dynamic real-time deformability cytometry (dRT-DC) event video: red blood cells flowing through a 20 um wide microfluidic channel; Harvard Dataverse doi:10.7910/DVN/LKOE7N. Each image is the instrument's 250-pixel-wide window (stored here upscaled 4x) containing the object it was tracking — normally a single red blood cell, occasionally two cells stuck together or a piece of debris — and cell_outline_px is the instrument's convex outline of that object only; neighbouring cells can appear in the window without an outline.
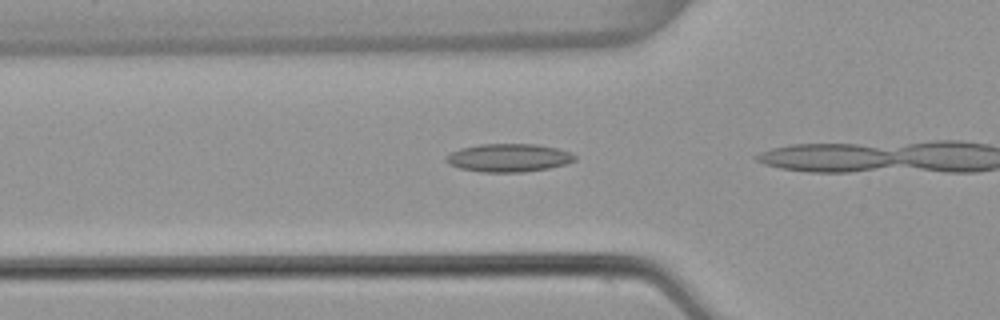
{"species": "common noctule bat (a hibernating species)", "species_latin": "Nyctalus noctula", "temperature_condition": "warm", "stored_images_in_passage": 11, "camera_frame_rate_fps": 3000, "um_per_image_px": 0.085, "animal": {"sex": "female", "body_mass_g": 22.7, "forearm_length_mm": 54.2}, "frame": {"image": 1, "passage_image": 4, "time_ms": 1.0, "image_size_px": [1000, 320], "cell_outline_px": [[576, 160], [564, 164], [548, 168], [524, 172], [480, 172], [460, 168], [448, 164], [444, 160], [444, 156], [460, 148], [480, 144], [536, 144], [556, 148], [572, 152], [576, 156]], "centroid_in_image_um": [43.21, 13.41], "position_along_channel_um": 82.6, "area_um2": 21.21}}
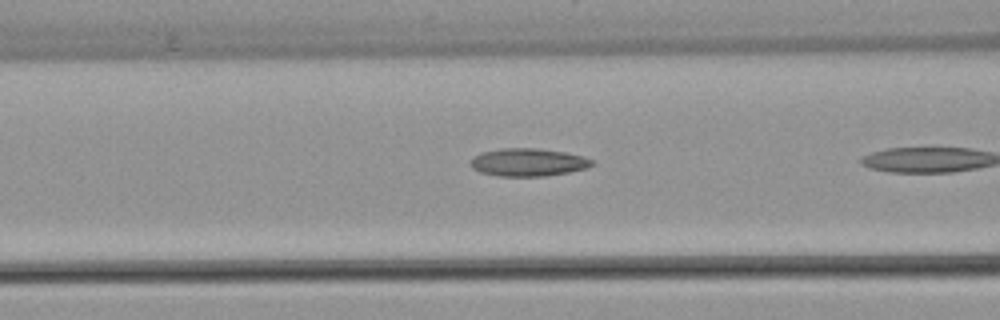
{"frame": {"image": 2, "passage_image": 7, "time_ms": 2.0, "image_size_px": [1000, 320], "cell_outline_px": [[592, 164], [588, 168], [568, 172], [544, 176], [500, 176], [480, 172], [472, 168], [472, 156], [480, 152], [500, 148], [540, 148], [564, 152], [584, 156], [592, 160]], "centroid_in_image_um": [44.87, 13.78], "position_along_channel_um": 121.7, "area_um2": 19.71}}
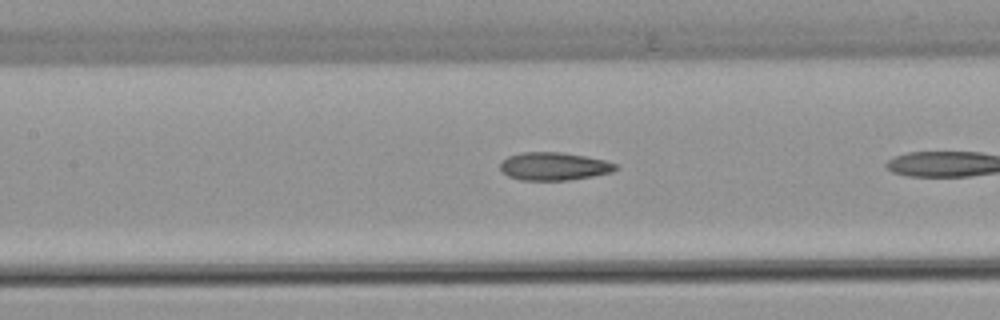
{"frame": {"image": 3, "passage_image": 10, "time_ms": 3.0, "image_size_px": [1000, 320], "cell_outline_px": [[620, 168], [612, 172], [592, 176], [568, 180], [520, 180], [508, 176], [500, 168], [500, 164], [508, 156], [520, 152], [560, 152], [584, 156], [604, 160], [616, 164]], "centroid_in_image_um": [47.09, 14.13], "position_along_channel_um": 160.3, "area_um2": 18.73}}